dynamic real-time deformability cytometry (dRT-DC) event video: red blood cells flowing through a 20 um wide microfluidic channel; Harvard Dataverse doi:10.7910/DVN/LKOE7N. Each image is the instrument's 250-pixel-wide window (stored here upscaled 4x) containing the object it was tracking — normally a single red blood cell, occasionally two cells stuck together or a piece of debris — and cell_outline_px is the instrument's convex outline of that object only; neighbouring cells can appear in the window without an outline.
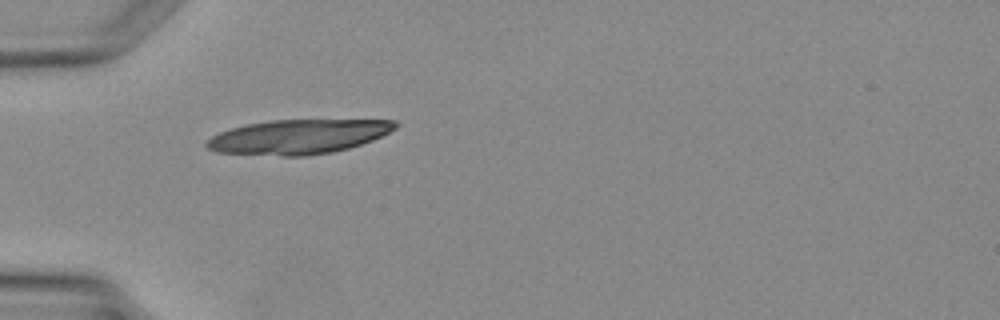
{"species": "Egyptian fruit bat (a non-hibernating species)", "species_latin": "Rousettus aegyptiacus", "temperature_condition": "warm", "stored_images_in_passage": 3, "camera_frame_rate_fps": 3000, "um_per_image_px": 0.085, "animal": {"sex": "female"}, "frame": {"image": 1, "passage_image": 2, "time_ms": 1.333, "image_size_px": [1000, 320], "cell_outline_px": [[400, 124], [396, 128], [372, 140], [348, 148], [332, 152], [304, 156], [284, 156], [216, 152], [208, 148], [204, 144], [212, 136], [220, 132], [232, 128], [248, 124], [268, 120], [396, 120]], "centroid_in_image_um": [25.35, 11.62], "position_along_channel_um": 59.6, "area_um2": 37.63}}